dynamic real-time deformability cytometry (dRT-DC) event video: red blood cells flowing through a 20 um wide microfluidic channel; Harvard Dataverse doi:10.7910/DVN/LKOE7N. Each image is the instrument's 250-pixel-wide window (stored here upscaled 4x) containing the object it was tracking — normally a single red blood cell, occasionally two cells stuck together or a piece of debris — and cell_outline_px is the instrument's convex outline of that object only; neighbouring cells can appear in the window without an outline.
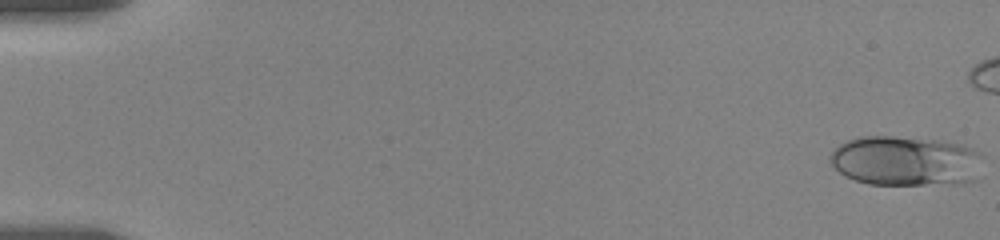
{"species": "human", "species_latin": "Homo sapiens", "temperature_condition": "room temperature", "stored_images_in_passage": 21, "segment_of_instrument_passage": [1, 2], "camera_frame_rate_fps": 3000, "um_per_image_px": 0.085, "donor": {"sex": "female"}, "frame": {"image": 1, "passage_image": 1, "time_ms": 0.0, "image_size_px": [1000, 240], "cell_outline_px": [[984, 156], [976, 180], [960, 184], [868, 184], [844, 176], [828, 160], [828, 156], [840, 144], [856, 136], [892, 136], [940, 140], [964, 144], [976, 148]], "centroid_in_image_um": [77.04, 13.67], "position_along_channel_um": 8.0, "area_um2": 45.2}}
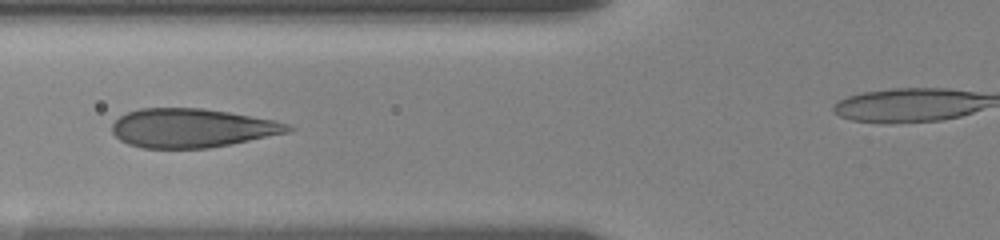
{"frame": {"image": 2, "passage_image": 11, "time_ms": 7.333, "image_size_px": [1000, 240], "cell_outline_px": [[296, 128], [288, 132], [232, 144], [208, 148], [144, 148], [128, 144], [120, 140], [112, 132], [112, 124], [120, 116], [128, 112], [140, 108], [200, 108], [228, 112], [272, 120], [288, 124]], "centroid_in_image_um": [16.29, 10.89], "position_along_channel_um": 109.5, "area_um2": 39.65}}
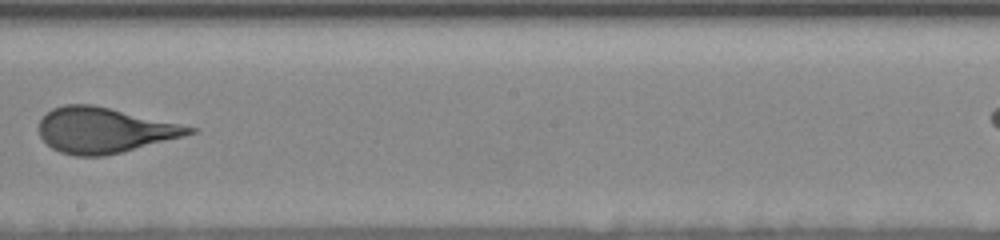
{"frame": {"image": 3, "passage_image": 19, "time_ms": 11.0, "image_size_px": [1000, 240], "cell_outline_px": [[196, 132], [184, 136], [124, 152], [104, 156], [76, 156], [60, 152], [52, 148], [40, 136], [40, 120], [52, 108], [64, 104], [92, 104], [196, 128]], "centroid_in_image_um": [8.83, 11.08], "position_along_channel_um": 239.4, "area_um2": 39.36}}